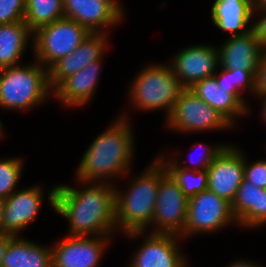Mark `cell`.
I'll return each mask as SVG.
<instances>
[{
  "instance_id": "obj_2",
  "label": "cell",
  "mask_w": 266,
  "mask_h": 267,
  "mask_svg": "<svg viewBox=\"0 0 266 267\" xmlns=\"http://www.w3.org/2000/svg\"><path fill=\"white\" fill-rule=\"evenodd\" d=\"M124 114L90 144L79 163L77 180L108 182L129 172L134 156V133Z\"/></svg>"
},
{
  "instance_id": "obj_25",
  "label": "cell",
  "mask_w": 266,
  "mask_h": 267,
  "mask_svg": "<svg viewBox=\"0 0 266 267\" xmlns=\"http://www.w3.org/2000/svg\"><path fill=\"white\" fill-rule=\"evenodd\" d=\"M22 170V158L0 160V199L4 200L16 191Z\"/></svg>"
},
{
  "instance_id": "obj_19",
  "label": "cell",
  "mask_w": 266,
  "mask_h": 267,
  "mask_svg": "<svg viewBox=\"0 0 266 267\" xmlns=\"http://www.w3.org/2000/svg\"><path fill=\"white\" fill-rule=\"evenodd\" d=\"M102 59L90 62L77 73L65 78L54 90L53 95L68 107H80L88 103L95 93Z\"/></svg>"
},
{
  "instance_id": "obj_39",
  "label": "cell",
  "mask_w": 266,
  "mask_h": 267,
  "mask_svg": "<svg viewBox=\"0 0 266 267\" xmlns=\"http://www.w3.org/2000/svg\"><path fill=\"white\" fill-rule=\"evenodd\" d=\"M262 99V109H261V116H262V118H263V120L265 121V123H266V96H264V97H261Z\"/></svg>"
},
{
  "instance_id": "obj_14",
  "label": "cell",
  "mask_w": 266,
  "mask_h": 267,
  "mask_svg": "<svg viewBox=\"0 0 266 267\" xmlns=\"http://www.w3.org/2000/svg\"><path fill=\"white\" fill-rule=\"evenodd\" d=\"M144 238L128 267H188L178 248L179 235L151 233Z\"/></svg>"
},
{
  "instance_id": "obj_18",
  "label": "cell",
  "mask_w": 266,
  "mask_h": 267,
  "mask_svg": "<svg viewBox=\"0 0 266 267\" xmlns=\"http://www.w3.org/2000/svg\"><path fill=\"white\" fill-rule=\"evenodd\" d=\"M189 90L221 114L232 126L235 123V117L249 112V105L242 94L229 93V89L217 84L214 75L197 81Z\"/></svg>"
},
{
  "instance_id": "obj_7",
  "label": "cell",
  "mask_w": 266,
  "mask_h": 267,
  "mask_svg": "<svg viewBox=\"0 0 266 267\" xmlns=\"http://www.w3.org/2000/svg\"><path fill=\"white\" fill-rule=\"evenodd\" d=\"M189 198L166 172L159 161V186L152 216L153 232L163 234L181 235L184 231Z\"/></svg>"
},
{
  "instance_id": "obj_15",
  "label": "cell",
  "mask_w": 266,
  "mask_h": 267,
  "mask_svg": "<svg viewBox=\"0 0 266 267\" xmlns=\"http://www.w3.org/2000/svg\"><path fill=\"white\" fill-rule=\"evenodd\" d=\"M107 34L90 33L70 54L60 58L49 69V86L52 91L67 77L77 73L90 62L102 59L107 47Z\"/></svg>"
},
{
  "instance_id": "obj_27",
  "label": "cell",
  "mask_w": 266,
  "mask_h": 267,
  "mask_svg": "<svg viewBox=\"0 0 266 267\" xmlns=\"http://www.w3.org/2000/svg\"><path fill=\"white\" fill-rule=\"evenodd\" d=\"M240 226L255 228L266 224V189H257L256 207H251L238 221Z\"/></svg>"
},
{
  "instance_id": "obj_34",
  "label": "cell",
  "mask_w": 266,
  "mask_h": 267,
  "mask_svg": "<svg viewBox=\"0 0 266 267\" xmlns=\"http://www.w3.org/2000/svg\"><path fill=\"white\" fill-rule=\"evenodd\" d=\"M216 82L219 86L229 89V93H240L234 86H232L231 70L220 66V73L214 74Z\"/></svg>"
},
{
  "instance_id": "obj_23",
  "label": "cell",
  "mask_w": 266,
  "mask_h": 267,
  "mask_svg": "<svg viewBox=\"0 0 266 267\" xmlns=\"http://www.w3.org/2000/svg\"><path fill=\"white\" fill-rule=\"evenodd\" d=\"M157 159L162 163L166 172L180 187L183 194L191 198L198 193L208 189V171H195L176 167L170 159L161 155Z\"/></svg>"
},
{
  "instance_id": "obj_5",
  "label": "cell",
  "mask_w": 266,
  "mask_h": 267,
  "mask_svg": "<svg viewBox=\"0 0 266 267\" xmlns=\"http://www.w3.org/2000/svg\"><path fill=\"white\" fill-rule=\"evenodd\" d=\"M131 85L129 95L136 108L145 111L164 108L167 118L185 89L176 78L172 67L165 64L146 66Z\"/></svg>"
},
{
  "instance_id": "obj_10",
  "label": "cell",
  "mask_w": 266,
  "mask_h": 267,
  "mask_svg": "<svg viewBox=\"0 0 266 267\" xmlns=\"http://www.w3.org/2000/svg\"><path fill=\"white\" fill-rule=\"evenodd\" d=\"M110 236H67L51 247L52 267H98Z\"/></svg>"
},
{
  "instance_id": "obj_1",
  "label": "cell",
  "mask_w": 266,
  "mask_h": 267,
  "mask_svg": "<svg viewBox=\"0 0 266 267\" xmlns=\"http://www.w3.org/2000/svg\"><path fill=\"white\" fill-rule=\"evenodd\" d=\"M78 182L85 187L79 190L60 184L48 191L53 209L69 221L68 235L111 236L117 230L116 187L104 181Z\"/></svg>"
},
{
  "instance_id": "obj_32",
  "label": "cell",
  "mask_w": 266,
  "mask_h": 267,
  "mask_svg": "<svg viewBox=\"0 0 266 267\" xmlns=\"http://www.w3.org/2000/svg\"><path fill=\"white\" fill-rule=\"evenodd\" d=\"M254 79H255L254 94L259 98L266 96V51L261 57Z\"/></svg>"
},
{
  "instance_id": "obj_36",
  "label": "cell",
  "mask_w": 266,
  "mask_h": 267,
  "mask_svg": "<svg viewBox=\"0 0 266 267\" xmlns=\"http://www.w3.org/2000/svg\"><path fill=\"white\" fill-rule=\"evenodd\" d=\"M253 14L258 11L266 10V0H250Z\"/></svg>"
},
{
  "instance_id": "obj_33",
  "label": "cell",
  "mask_w": 266,
  "mask_h": 267,
  "mask_svg": "<svg viewBox=\"0 0 266 267\" xmlns=\"http://www.w3.org/2000/svg\"><path fill=\"white\" fill-rule=\"evenodd\" d=\"M261 13L262 18L260 17L258 21H255L251 30L253 31L255 37L259 40L261 46L266 51V10H262ZM264 13V15H263Z\"/></svg>"
},
{
  "instance_id": "obj_6",
  "label": "cell",
  "mask_w": 266,
  "mask_h": 267,
  "mask_svg": "<svg viewBox=\"0 0 266 267\" xmlns=\"http://www.w3.org/2000/svg\"><path fill=\"white\" fill-rule=\"evenodd\" d=\"M90 32L69 18H61L38 28L33 34L35 60L49 69L76 49Z\"/></svg>"
},
{
  "instance_id": "obj_20",
  "label": "cell",
  "mask_w": 266,
  "mask_h": 267,
  "mask_svg": "<svg viewBox=\"0 0 266 267\" xmlns=\"http://www.w3.org/2000/svg\"><path fill=\"white\" fill-rule=\"evenodd\" d=\"M250 0H215L211 9L214 25L232 36L243 35L251 31L253 16Z\"/></svg>"
},
{
  "instance_id": "obj_38",
  "label": "cell",
  "mask_w": 266,
  "mask_h": 267,
  "mask_svg": "<svg viewBox=\"0 0 266 267\" xmlns=\"http://www.w3.org/2000/svg\"><path fill=\"white\" fill-rule=\"evenodd\" d=\"M3 210H4V200L0 199V234L4 233Z\"/></svg>"
},
{
  "instance_id": "obj_35",
  "label": "cell",
  "mask_w": 266,
  "mask_h": 267,
  "mask_svg": "<svg viewBox=\"0 0 266 267\" xmlns=\"http://www.w3.org/2000/svg\"><path fill=\"white\" fill-rule=\"evenodd\" d=\"M13 236L2 233L0 234V267L2 263V259L4 257V253L8 244V241L12 238Z\"/></svg>"
},
{
  "instance_id": "obj_29",
  "label": "cell",
  "mask_w": 266,
  "mask_h": 267,
  "mask_svg": "<svg viewBox=\"0 0 266 267\" xmlns=\"http://www.w3.org/2000/svg\"><path fill=\"white\" fill-rule=\"evenodd\" d=\"M200 145V148H203V144H198L197 146ZM227 145H217L213 147L207 146L206 148L204 147L201 150V153H199V157L197 158L198 161H195L196 166L190 167V166H183L182 163H179L178 160L175 159H170V161L179 168H184L188 170H195V171H202V170H207L208 167L212 164L213 160L225 149ZM190 161L193 163V158H190ZM181 164V165H180Z\"/></svg>"
},
{
  "instance_id": "obj_8",
  "label": "cell",
  "mask_w": 266,
  "mask_h": 267,
  "mask_svg": "<svg viewBox=\"0 0 266 267\" xmlns=\"http://www.w3.org/2000/svg\"><path fill=\"white\" fill-rule=\"evenodd\" d=\"M167 125L178 132L223 130L233 127L221 114L196 96L184 89L175 106L166 118Z\"/></svg>"
},
{
  "instance_id": "obj_31",
  "label": "cell",
  "mask_w": 266,
  "mask_h": 267,
  "mask_svg": "<svg viewBox=\"0 0 266 267\" xmlns=\"http://www.w3.org/2000/svg\"><path fill=\"white\" fill-rule=\"evenodd\" d=\"M255 76L250 71L231 70L232 86H234L241 94L244 90L254 93Z\"/></svg>"
},
{
  "instance_id": "obj_37",
  "label": "cell",
  "mask_w": 266,
  "mask_h": 267,
  "mask_svg": "<svg viewBox=\"0 0 266 267\" xmlns=\"http://www.w3.org/2000/svg\"><path fill=\"white\" fill-rule=\"evenodd\" d=\"M227 267H261V266L251 261L249 262L246 260H240V261L238 260L232 264H229V266Z\"/></svg>"
},
{
  "instance_id": "obj_4",
  "label": "cell",
  "mask_w": 266,
  "mask_h": 267,
  "mask_svg": "<svg viewBox=\"0 0 266 267\" xmlns=\"http://www.w3.org/2000/svg\"><path fill=\"white\" fill-rule=\"evenodd\" d=\"M53 91L48 69L38 61L0 69V108L21 110L44 103Z\"/></svg>"
},
{
  "instance_id": "obj_24",
  "label": "cell",
  "mask_w": 266,
  "mask_h": 267,
  "mask_svg": "<svg viewBox=\"0 0 266 267\" xmlns=\"http://www.w3.org/2000/svg\"><path fill=\"white\" fill-rule=\"evenodd\" d=\"M61 18H64L63 0H26L24 21L33 32Z\"/></svg>"
},
{
  "instance_id": "obj_21",
  "label": "cell",
  "mask_w": 266,
  "mask_h": 267,
  "mask_svg": "<svg viewBox=\"0 0 266 267\" xmlns=\"http://www.w3.org/2000/svg\"><path fill=\"white\" fill-rule=\"evenodd\" d=\"M1 267H52L51 247L14 236L8 241Z\"/></svg>"
},
{
  "instance_id": "obj_22",
  "label": "cell",
  "mask_w": 266,
  "mask_h": 267,
  "mask_svg": "<svg viewBox=\"0 0 266 267\" xmlns=\"http://www.w3.org/2000/svg\"><path fill=\"white\" fill-rule=\"evenodd\" d=\"M34 32L25 21L0 25V69L20 65L28 41Z\"/></svg>"
},
{
  "instance_id": "obj_11",
  "label": "cell",
  "mask_w": 266,
  "mask_h": 267,
  "mask_svg": "<svg viewBox=\"0 0 266 267\" xmlns=\"http://www.w3.org/2000/svg\"><path fill=\"white\" fill-rule=\"evenodd\" d=\"M63 6L64 17L79 23L90 33L108 34L106 28L118 24L124 16L117 0H63Z\"/></svg>"
},
{
  "instance_id": "obj_16",
  "label": "cell",
  "mask_w": 266,
  "mask_h": 267,
  "mask_svg": "<svg viewBox=\"0 0 266 267\" xmlns=\"http://www.w3.org/2000/svg\"><path fill=\"white\" fill-rule=\"evenodd\" d=\"M42 188L18 189L4 199L3 226L4 233L18 236V233L31 224L41 209L43 203Z\"/></svg>"
},
{
  "instance_id": "obj_28",
  "label": "cell",
  "mask_w": 266,
  "mask_h": 267,
  "mask_svg": "<svg viewBox=\"0 0 266 267\" xmlns=\"http://www.w3.org/2000/svg\"><path fill=\"white\" fill-rule=\"evenodd\" d=\"M26 0H0V25L24 21Z\"/></svg>"
},
{
  "instance_id": "obj_17",
  "label": "cell",
  "mask_w": 266,
  "mask_h": 267,
  "mask_svg": "<svg viewBox=\"0 0 266 267\" xmlns=\"http://www.w3.org/2000/svg\"><path fill=\"white\" fill-rule=\"evenodd\" d=\"M218 51L219 66L250 71L254 76L265 52L252 30L243 35H231Z\"/></svg>"
},
{
  "instance_id": "obj_40",
  "label": "cell",
  "mask_w": 266,
  "mask_h": 267,
  "mask_svg": "<svg viewBox=\"0 0 266 267\" xmlns=\"http://www.w3.org/2000/svg\"><path fill=\"white\" fill-rule=\"evenodd\" d=\"M2 125H3V124H2V122L0 121V138L4 136V132H3L4 129H2V128H3Z\"/></svg>"
},
{
  "instance_id": "obj_9",
  "label": "cell",
  "mask_w": 266,
  "mask_h": 267,
  "mask_svg": "<svg viewBox=\"0 0 266 267\" xmlns=\"http://www.w3.org/2000/svg\"><path fill=\"white\" fill-rule=\"evenodd\" d=\"M231 222H237L231 204L207 189L189 198L186 225L180 237L216 232Z\"/></svg>"
},
{
  "instance_id": "obj_30",
  "label": "cell",
  "mask_w": 266,
  "mask_h": 267,
  "mask_svg": "<svg viewBox=\"0 0 266 267\" xmlns=\"http://www.w3.org/2000/svg\"><path fill=\"white\" fill-rule=\"evenodd\" d=\"M244 156V179L261 189H266V160H257L251 164Z\"/></svg>"
},
{
  "instance_id": "obj_12",
  "label": "cell",
  "mask_w": 266,
  "mask_h": 267,
  "mask_svg": "<svg viewBox=\"0 0 266 267\" xmlns=\"http://www.w3.org/2000/svg\"><path fill=\"white\" fill-rule=\"evenodd\" d=\"M215 47L208 44L191 45L174 55L170 66L185 89L216 73L219 67V51Z\"/></svg>"
},
{
  "instance_id": "obj_26",
  "label": "cell",
  "mask_w": 266,
  "mask_h": 267,
  "mask_svg": "<svg viewBox=\"0 0 266 267\" xmlns=\"http://www.w3.org/2000/svg\"><path fill=\"white\" fill-rule=\"evenodd\" d=\"M257 189H261L243 179L231 204V211L238 221L251 207H256Z\"/></svg>"
},
{
  "instance_id": "obj_3",
  "label": "cell",
  "mask_w": 266,
  "mask_h": 267,
  "mask_svg": "<svg viewBox=\"0 0 266 267\" xmlns=\"http://www.w3.org/2000/svg\"><path fill=\"white\" fill-rule=\"evenodd\" d=\"M159 186V160L133 179L126 192L115 188L116 226L129 238L145 236L152 216Z\"/></svg>"
},
{
  "instance_id": "obj_13",
  "label": "cell",
  "mask_w": 266,
  "mask_h": 267,
  "mask_svg": "<svg viewBox=\"0 0 266 267\" xmlns=\"http://www.w3.org/2000/svg\"><path fill=\"white\" fill-rule=\"evenodd\" d=\"M207 171L208 189L232 204L244 179L243 153L233 145H227Z\"/></svg>"
}]
</instances>
